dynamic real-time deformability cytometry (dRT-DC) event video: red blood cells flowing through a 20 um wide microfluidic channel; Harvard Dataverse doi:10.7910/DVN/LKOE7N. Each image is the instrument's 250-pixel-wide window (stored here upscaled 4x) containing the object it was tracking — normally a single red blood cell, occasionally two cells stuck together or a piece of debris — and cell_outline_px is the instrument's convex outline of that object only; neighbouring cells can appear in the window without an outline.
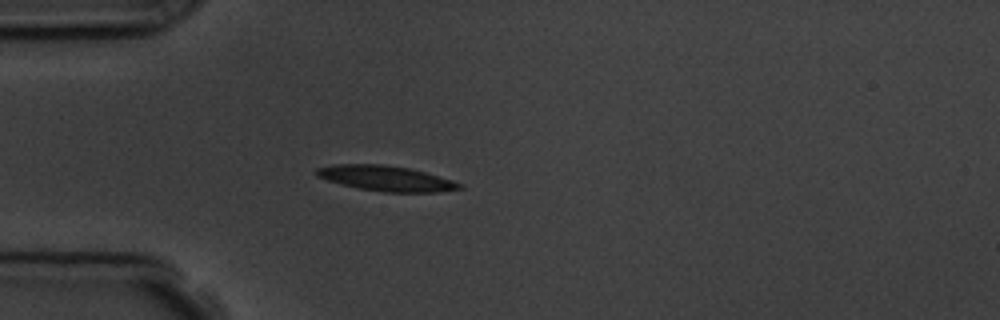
{"species": "common noctule bat (a hibernating species)", "species_latin": "Nyctalus noctula", "temperature_condition": "room temperature", "stored_images_in_passage": 3, "camera_frame_rate_fps": 3000, "um_per_image_px": 0.085, "animal": {"sex": "male", "body_mass_g": 19.5, "forearm_length_mm": 54.6}, "frame": {"image": 1, "passage_image": 3, "time_ms": 2.333, "image_size_px": [1000, 320], "cell_outline_px": [[464, 188], [440, 192], [384, 192], [356, 188], [340, 184], [316, 176], [316, 168], [332, 164], [384, 164], [408, 168], [424, 172], [452, 180], [464, 184]], "centroid_in_image_um": [32.81, 15.16], "position_along_channel_um": 52.2, "area_um2": 21.15}}